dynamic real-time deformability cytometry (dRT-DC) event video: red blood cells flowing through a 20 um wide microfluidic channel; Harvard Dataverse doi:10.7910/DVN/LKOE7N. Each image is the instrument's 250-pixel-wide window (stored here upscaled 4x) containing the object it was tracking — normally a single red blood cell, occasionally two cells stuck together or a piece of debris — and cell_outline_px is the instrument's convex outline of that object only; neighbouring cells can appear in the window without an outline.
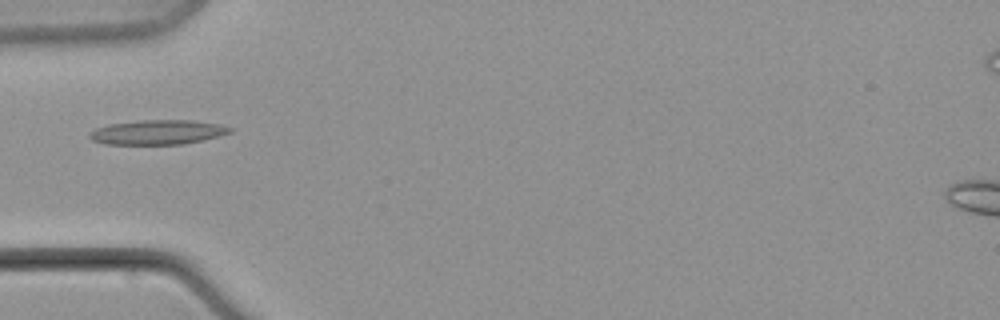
{"species": "common noctule bat (a hibernating species)", "species_latin": "Nyctalus noctula", "temperature_condition": "warm", "stored_images_in_passage": 8, "camera_frame_rate_fps": 3000, "um_per_image_px": 0.085, "animal": {"sex": "male", "body_mass_g": 21.5, "forearm_length_mm": 52.0}, "frame": {"image": 1, "passage_image": 7, "time_ms": 7.667, "image_size_px": [1000, 320], "cell_outline_px": [[232, 132], [204, 140], [184, 144], [104, 144], [92, 140], [88, 136], [88, 132], [96, 128], [108, 124], [136, 120], [192, 120], [220, 124], [232, 128]], "centroid_in_image_um": [13.38, 11.23], "position_along_channel_um": 71.6, "area_um2": 20.29}}